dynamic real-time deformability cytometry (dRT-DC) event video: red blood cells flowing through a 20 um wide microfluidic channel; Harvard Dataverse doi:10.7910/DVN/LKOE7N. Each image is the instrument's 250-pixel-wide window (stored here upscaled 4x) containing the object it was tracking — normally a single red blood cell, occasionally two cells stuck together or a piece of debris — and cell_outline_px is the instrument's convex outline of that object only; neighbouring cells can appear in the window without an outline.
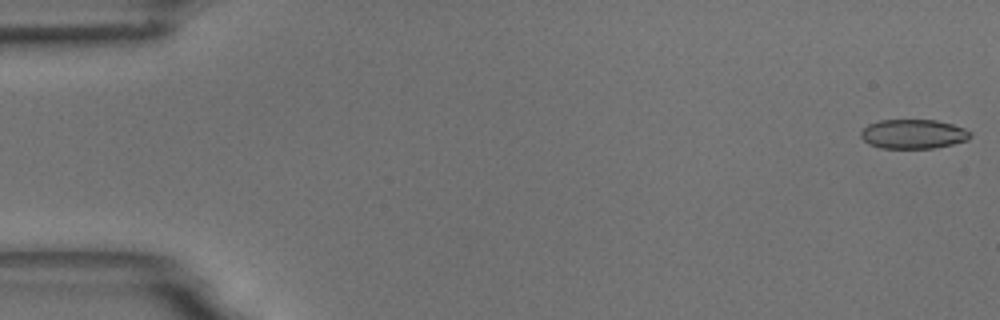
{"species": "common noctule bat (a hibernating species)", "species_latin": "Nyctalus noctula", "temperature_condition": "room temperature", "stored_images_in_passage": 55, "camera_frame_rate_fps": 3000, "um_per_image_px": 0.085, "animal": {"sex": "male", "body_mass_g": 18.8}, "frame": {"image": 1, "passage_image": 1, "time_ms": 0.0, "image_size_px": [1000, 320], "cell_outline_px": [[972, 136], [968, 140], [952, 144], [932, 148], [880, 148], [868, 144], [860, 136], [860, 132], [868, 124], [880, 120], [936, 120], [952, 124], [964, 128], [972, 132]], "centroid_in_image_um": [77.63, 11.39], "position_along_channel_um": 7.4, "area_um2": 18.79}}
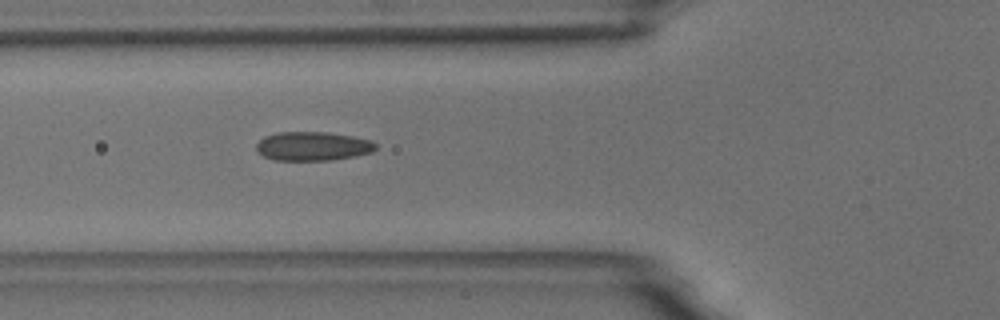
{"frame": {"image": 2, "passage_image": 20, "time_ms": 6.333, "image_size_px": [1000, 320], "cell_outline_px": [[376, 148], [372, 152], [356, 156], [332, 160], [272, 160], [256, 152], [256, 144], [264, 136], [276, 132], [324, 132], [352, 136], [372, 140], [376, 144]], "centroid_in_image_um": [26.56, 12.43], "position_along_channel_um": 99.2, "area_um2": 20.29}}
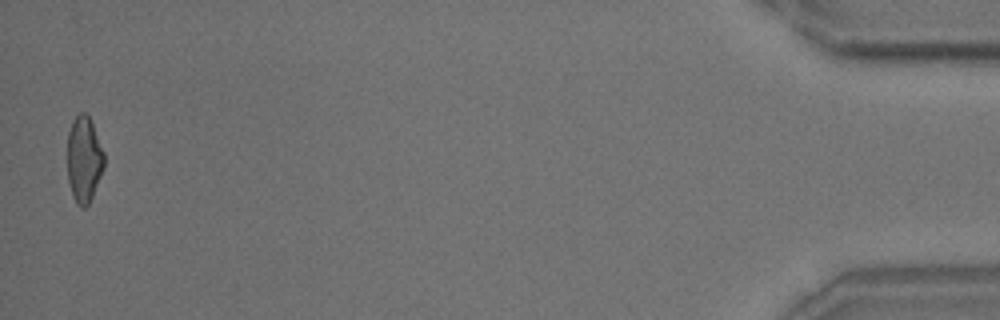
{"frame": {"image": 3, "passage_image": 54, "time_ms": 17.667, "image_size_px": [1000, 320], "cell_outline_px": [[104, 168], [92, 196], [88, 204], [84, 208], [80, 208], [76, 204], [72, 196], [68, 180], [68, 132], [72, 120], [80, 112], [84, 112], [88, 116], [92, 124], [104, 152]], "centroid_in_image_um": [7.13, 13.57], "position_along_channel_um": 428.1, "area_um2": 18.38}, "authors_computed_cell_mechanics": {"area_um2": 19.652, "velocity_mm_per_s": 3.7114, "shape_relaxation_time_tau1_ms": 9.2487, "shape_relaxation_time_tau2_ms": 2.2224, "deformation_change_tau1": 0.1865, "deformation_change_tau2": 0.0942}}